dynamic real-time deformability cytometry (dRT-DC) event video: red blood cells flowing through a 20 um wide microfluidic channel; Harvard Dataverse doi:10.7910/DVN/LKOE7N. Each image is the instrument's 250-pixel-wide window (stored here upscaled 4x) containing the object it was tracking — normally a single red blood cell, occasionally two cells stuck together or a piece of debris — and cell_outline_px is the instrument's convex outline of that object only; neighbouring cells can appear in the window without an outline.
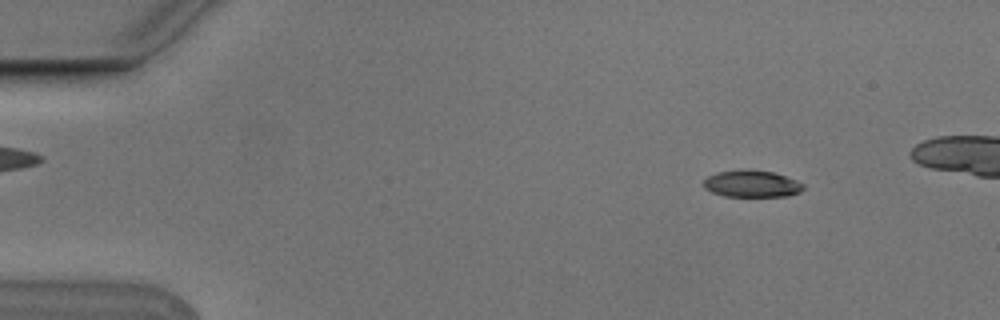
{"species": "Egyptian fruit bat (a non-hibernating species)", "species_latin": "Rousettus aegyptiacus", "temperature_condition": "cold", "stored_images_in_passage": 7, "camera_frame_rate_fps": 3000, "um_per_image_px": 0.085, "animal": {"sex": "male"}, "frame": {"image": 1, "passage_image": 2, "time_ms": 0.333, "image_size_px": [1000, 320], "cell_outline_px": [[804, 188], [800, 192], [788, 196], [724, 196], [712, 192], [704, 188], [704, 180], [708, 176], [716, 172], [772, 172], [796, 180], [804, 184]], "centroid_in_image_um": [63.92, 15.67], "position_along_channel_um": 21.1, "area_um2": 14.91}}
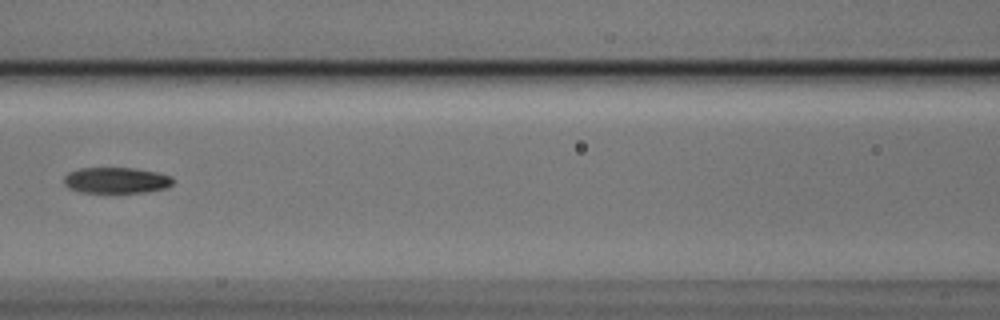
{"frame": {"image": 2, "passage_image": 7, "time_ms": 2.0, "image_size_px": [1000, 320], "cell_outline_px": [[172, 184], [168, 188], [144, 192], [80, 192], [68, 188], [64, 184], [64, 176], [68, 172], [80, 168], [136, 168], [156, 172], [172, 176]], "centroid_in_image_um": [9.87, 15.32], "position_along_channel_um": 156.7, "area_um2": 16.53}}